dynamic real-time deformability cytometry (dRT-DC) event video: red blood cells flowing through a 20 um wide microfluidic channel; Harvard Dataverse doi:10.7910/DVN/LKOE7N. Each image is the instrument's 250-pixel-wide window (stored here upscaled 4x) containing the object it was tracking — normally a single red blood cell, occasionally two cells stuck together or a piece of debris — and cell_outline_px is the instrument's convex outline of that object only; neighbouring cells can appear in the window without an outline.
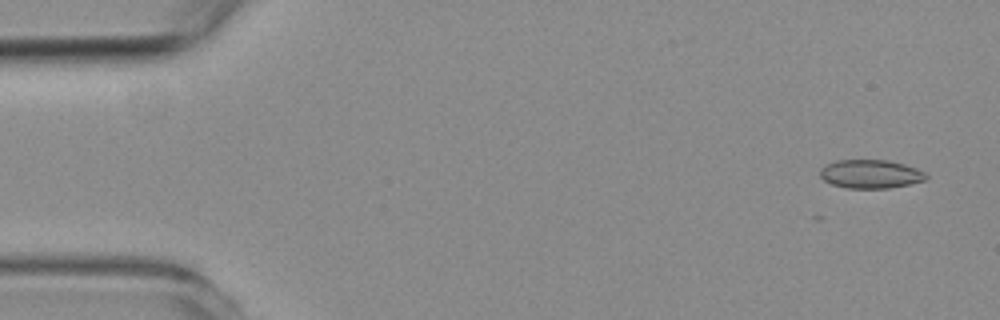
{"species": "common noctule bat (a hibernating species)", "species_latin": "Nyctalus noctula", "temperature_condition": "room temperature", "stored_images_in_passage": 6, "camera_frame_rate_fps": 3000, "um_per_image_px": 0.085, "animal": {"sex": "female", "body_mass_g": 19.3, "forearm_length_mm": 54.1}, "frame": {"image": 1, "passage_image": 3, "time_ms": 0.667, "image_size_px": [1000, 320], "cell_outline_px": [[928, 176], [924, 180], [908, 184], [888, 188], [848, 188], [832, 184], [824, 180], [820, 176], [820, 168], [836, 160], [888, 160], [904, 164], [916, 168], [924, 172]], "centroid_in_image_um": [73.98, 14.78], "position_along_channel_um": 11.0, "area_um2": 17.51}}